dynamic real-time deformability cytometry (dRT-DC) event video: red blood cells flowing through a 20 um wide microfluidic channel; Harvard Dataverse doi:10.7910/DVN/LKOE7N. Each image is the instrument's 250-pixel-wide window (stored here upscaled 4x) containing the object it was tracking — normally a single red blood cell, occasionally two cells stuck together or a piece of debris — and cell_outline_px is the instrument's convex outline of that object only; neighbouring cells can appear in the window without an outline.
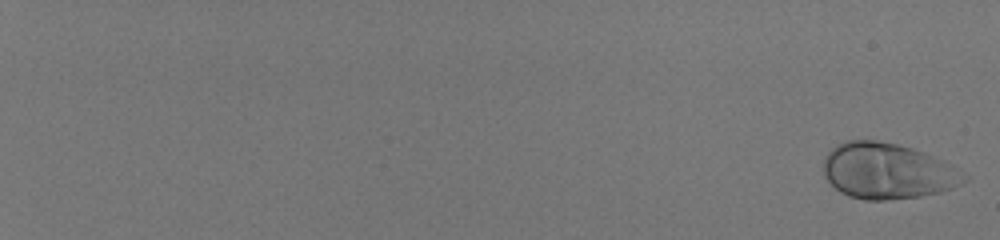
{"species": "human", "species_latin": "Homo sapiens", "temperature_condition": "room temperature", "stored_images_in_passage": 58, "camera_frame_rate_fps": 3000, "um_per_image_px": 0.085, "donor": {"sex": "male"}, "frame": {"image": 1, "passage_image": 1, "time_ms": 0.0, "image_size_px": [1000, 240], "cell_outline_px": [[968, 180], [952, 188], [940, 192], [920, 196], [884, 200], [864, 200], [848, 196], [840, 192], [824, 176], [824, 156], [836, 144], [844, 140], [876, 140], [896, 144], [912, 148], [924, 152], [944, 160], [968, 176]], "centroid_in_image_um": [75.43, 14.53], "position_along_channel_um": 9.6, "area_um2": 45.89}}
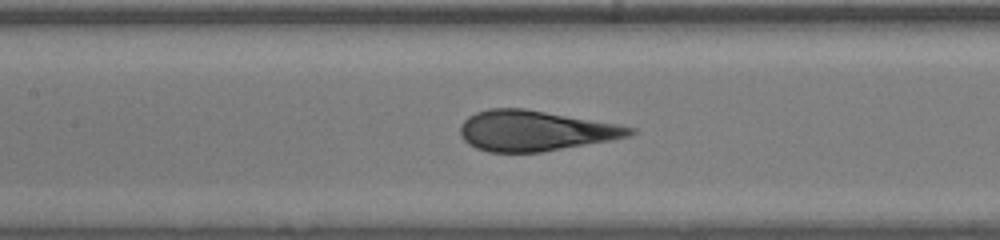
{"frame": {"image": 2, "passage_image": 34, "time_ms": 11.0, "image_size_px": [1000, 240], "cell_outline_px": [[636, 132], [632, 136], [612, 140], [540, 152], [488, 152], [476, 148], [468, 144], [460, 136], [460, 124], [468, 116], [476, 112], [488, 108], [524, 108], [616, 124], [636, 128]], "centroid_in_image_um": [45.45, 11.11], "position_along_channel_um": 161.9, "area_um2": 39.94}}
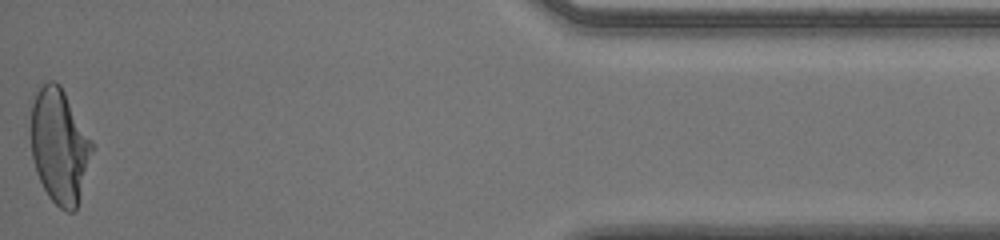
{"frame": {"image": 3, "passage_image": 58, "time_ms": 19.0, "image_size_px": [1000, 240], "cell_outline_px": [[96, 148], [76, 212], [68, 212], [60, 208], [48, 196], [36, 172], [32, 156], [28, 128], [32, 104], [36, 92], [48, 80], [52, 80], [60, 84], [92, 140]], "centroid_in_image_um": [5.07, 12.43], "position_along_channel_um": 430.1, "area_um2": 41.96}, "authors_computed_cell_mechanics": {"area_um2": 40.8646, "velocity_mm_per_s": 4.0081, "shape_relaxation_time_tau1_ms": 4.5076, "shape_relaxation_time_tau2_ms": null, "deformation_change_tau1": 0.2051, "deformation_change_tau2": null}}